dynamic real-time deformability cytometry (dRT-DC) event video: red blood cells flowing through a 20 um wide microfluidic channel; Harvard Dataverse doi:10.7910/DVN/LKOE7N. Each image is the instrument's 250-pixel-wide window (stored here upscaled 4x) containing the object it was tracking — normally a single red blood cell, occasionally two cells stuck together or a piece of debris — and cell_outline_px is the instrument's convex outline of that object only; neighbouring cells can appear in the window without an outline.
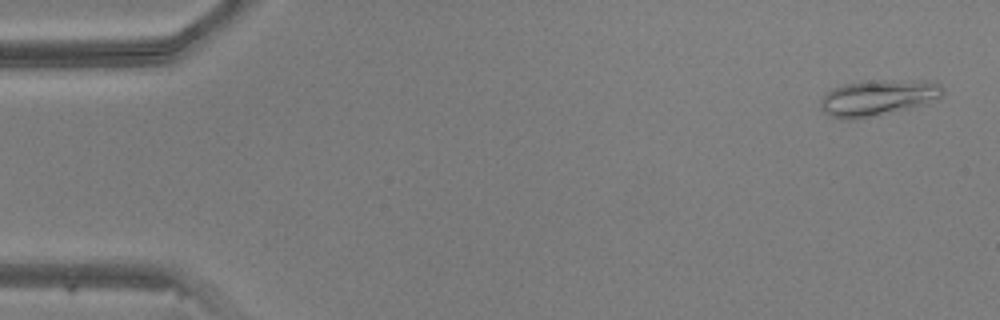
{"species": "common noctule bat (a hibernating species)", "species_latin": "Nyctalus noctula", "temperature_condition": "warm", "stored_images_in_passage": 41, "camera_frame_rate_fps": 3000, "um_per_image_px": 0.085, "animal": {"sex": "male", "body_mass_g": 20.5, "forearm_length_mm": 52.5}, "frame": {"image": 1, "passage_image": 1, "time_ms": 0.0, "image_size_px": [1000, 320], "cell_outline_px": [[944, 92], [940, 100], [908, 108], [872, 116], [852, 120], [832, 116], [824, 112], [820, 108], [820, 100], [832, 88], [844, 84], [872, 80], [928, 80], [940, 84], [944, 88]], "centroid_in_image_um": [74.68, 8.28], "position_along_channel_um": 10.3, "area_um2": 25.66}}
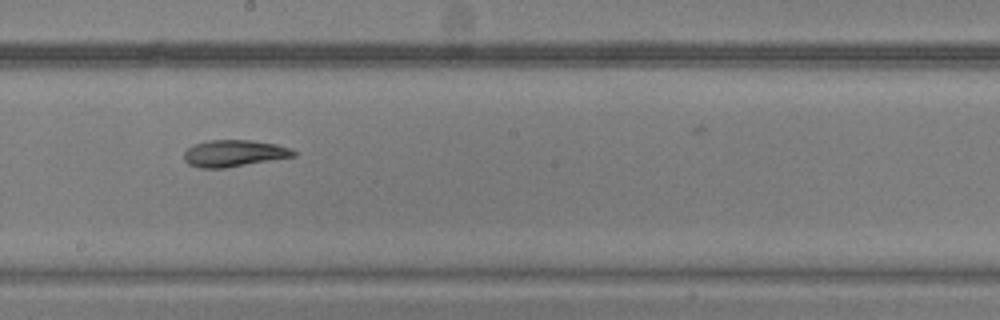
{"frame": {"image": 2, "passage_image": 26, "time_ms": 8.333, "image_size_px": [1000, 320], "cell_outline_px": [[296, 156], [224, 168], [200, 168], [188, 164], [184, 160], [184, 152], [192, 144], [208, 140], [252, 140], [276, 144], [292, 148], [296, 152]], "centroid_in_image_um": [19.88, 13.02], "position_along_channel_um": 228.3, "area_um2": 17.17}}
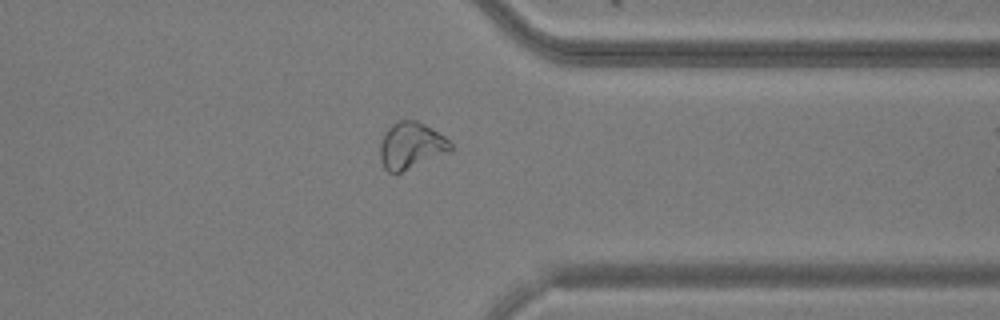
{"frame": {"image": 3, "passage_image": 37, "time_ms": 12.0, "image_size_px": [1000, 320], "cell_outline_px": [[452, 152], [400, 172], [388, 172], [384, 168], [380, 160], [380, 144], [384, 132], [396, 120], [416, 120], [432, 128], [444, 136], [452, 144]], "centroid_in_image_um": [34.95, 12.37], "position_along_channel_um": 376.5, "area_um2": 19.31}}